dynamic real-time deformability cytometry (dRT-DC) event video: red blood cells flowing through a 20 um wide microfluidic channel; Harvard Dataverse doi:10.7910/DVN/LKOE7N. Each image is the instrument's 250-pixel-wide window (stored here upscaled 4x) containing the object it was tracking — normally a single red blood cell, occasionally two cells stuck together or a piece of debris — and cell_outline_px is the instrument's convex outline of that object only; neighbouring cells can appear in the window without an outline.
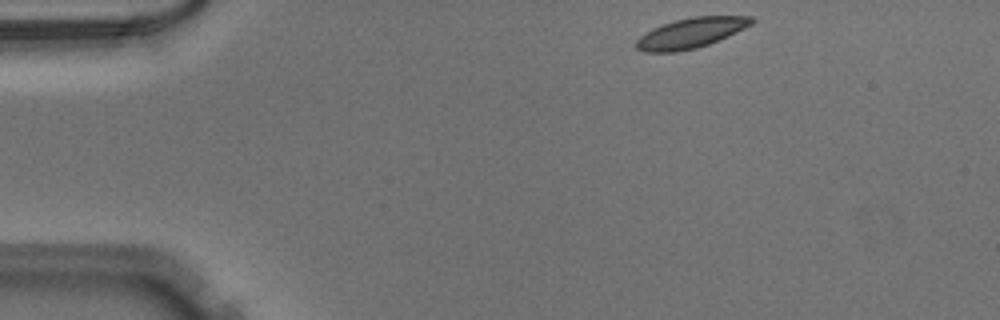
{"species": "Egyptian fruit bat (a non-hibernating species)", "species_latin": "Rousettus aegyptiacus", "temperature_condition": "warm", "stored_images_in_passage": 44, "camera_frame_rate_fps": 3000, "um_per_image_px": 0.085, "animal": {"sex": "male"}, "frame": {"image": 1, "passage_image": 1, "time_ms": 0.0, "image_size_px": [1000, 320], "cell_outline_px": [[756, 20], [752, 24], [728, 36], [708, 44], [696, 48], [676, 52], [644, 52], [636, 48], [636, 40], [640, 36], [652, 28], [676, 20], [692, 16], [752, 16]], "centroid_in_image_um": [58.73, 2.8], "position_along_channel_um": 26.3, "area_um2": 20.17}}
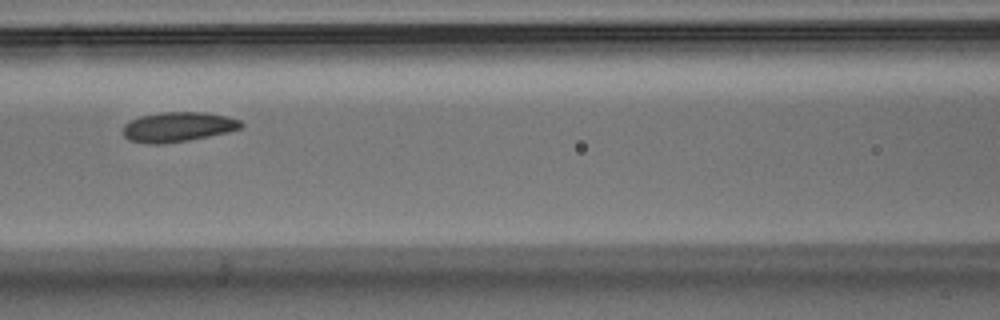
{"frame": {"image": 2, "passage_image": 16, "time_ms": 5.0, "image_size_px": [1000, 320], "cell_outline_px": [[244, 128], [228, 132], [188, 140], [164, 144], [148, 144], [128, 140], [124, 136], [124, 124], [140, 116], [160, 112], [204, 112], [228, 116], [240, 120], [244, 124]], "centroid_in_image_um": [15.15, 10.79], "position_along_channel_um": 151.4, "area_um2": 20.63}}
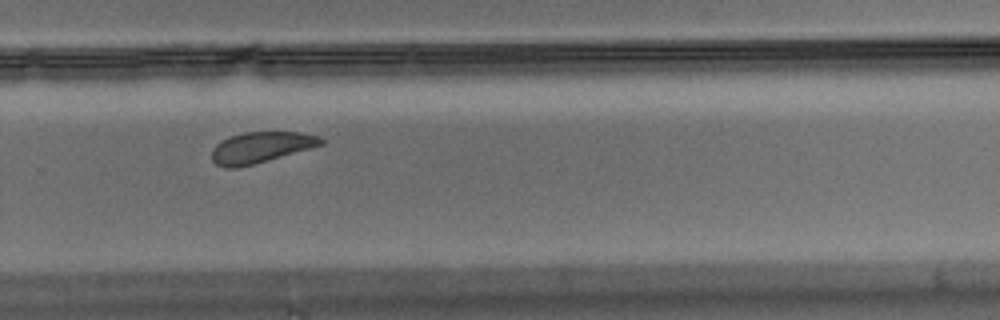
{"frame": {"image": 3, "passage_image": 28, "time_ms": 9.0, "image_size_px": [1000, 320], "cell_outline_px": [[324, 144], [252, 164], [236, 168], [224, 168], [216, 164], [212, 160], [212, 148], [220, 140], [244, 132], [300, 132], [320, 136], [324, 140]], "centroid_in_image_um": [22.14, 12.52], "position_along_channel_um": 307.7, "area_um2": 19.48}}